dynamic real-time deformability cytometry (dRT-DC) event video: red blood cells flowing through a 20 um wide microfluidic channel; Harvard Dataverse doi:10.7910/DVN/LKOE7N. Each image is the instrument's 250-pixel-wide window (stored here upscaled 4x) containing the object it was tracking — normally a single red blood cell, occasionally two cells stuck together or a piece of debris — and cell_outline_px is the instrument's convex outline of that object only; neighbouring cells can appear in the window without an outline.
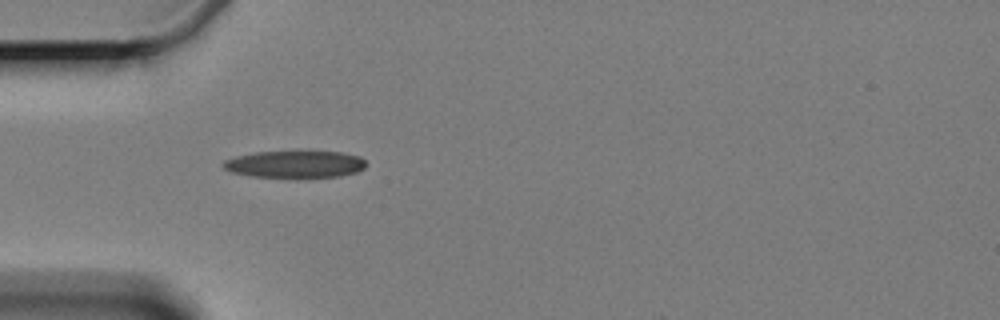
{"species": "Egyptian fruit bat (a non-hibernating species)", "species_latin": "Rousettus aegyptiacus", "temperature_condition": "cold", "stored_images_in_passage": 6, "camera_frame_rate_fps": 3000, "um_per_image_px": 0.085, "animal": {"sex": "female"}, "frame": {"image": 1, "passage_image": 5, "time_ms": 5.667, "image_size_px": [1000, 320], "cell_outline_px": [[364, 168], [356, 172], [340, 176], [252, 176], [232, 172], [224, 168], [220, 164], [224, 160], [236, 156], [256, 152], [296, 148], [340, 152], [360, 156], [364, 160]], "centroid_in_image_um": [25.06, 13.88], "position_along_channel_um": 59.9, "area_um2": 23.12}}
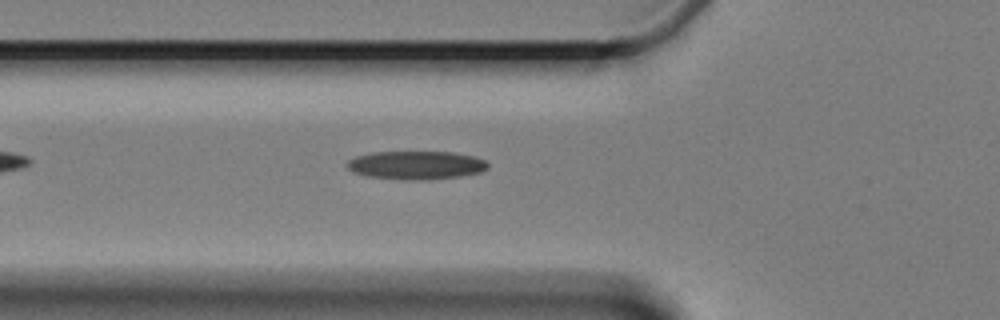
{"frame": {"image": 2, "passage_image": 6, "time_ms": 6.667, "image_size_px": [1000, 320], "cell_outline_px": [[488, 168], [480, 172], [460, 176], [428, 180], [404, 180], [368, 176], [352, 172], [348, 168], [348, 160], [356, 156], [372, 152], [452, 152], [472, 156], [484, 160], [488, 164]], "centroid_in_image_um": [35.36, 14.04], "position_along_channel_um": 90.4, "area_um2": 23.24}}